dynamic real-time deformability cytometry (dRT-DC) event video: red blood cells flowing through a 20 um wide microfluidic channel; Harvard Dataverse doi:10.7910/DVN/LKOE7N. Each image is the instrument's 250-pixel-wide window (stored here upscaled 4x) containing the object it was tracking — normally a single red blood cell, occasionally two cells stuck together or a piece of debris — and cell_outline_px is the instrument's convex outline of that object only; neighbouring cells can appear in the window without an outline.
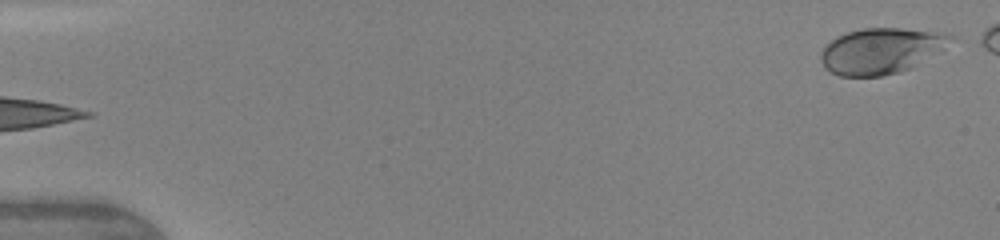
{"species": "human", "species_latin": "Homo sapiens", "temperature_condition": "warm", "stored_images_in_passage": 4, "segment_of_instrument_passage": [2, 2], "camera_frame_rate_fps": 3000, "um_per_image_px": 0.085, "donor": {"sex": "female"}, "frame": {"image": 1, "passage_image": 4, "time_ms": 3.667, "image_size_px": [1000, 240], "cell_outline_px": [[952, 36], [944, 52], [912, 68], [900, 72], [880, 76], [840, 76], [824, 68], [820, 60], [820, 52], [836, 36], [848, 32], [864, 28], [900, 28], [944, 32]], "centroid_in_image_um": [74.94, 4.33], "position_along_channel_um": 10.1, "area_um2": 35.03}}